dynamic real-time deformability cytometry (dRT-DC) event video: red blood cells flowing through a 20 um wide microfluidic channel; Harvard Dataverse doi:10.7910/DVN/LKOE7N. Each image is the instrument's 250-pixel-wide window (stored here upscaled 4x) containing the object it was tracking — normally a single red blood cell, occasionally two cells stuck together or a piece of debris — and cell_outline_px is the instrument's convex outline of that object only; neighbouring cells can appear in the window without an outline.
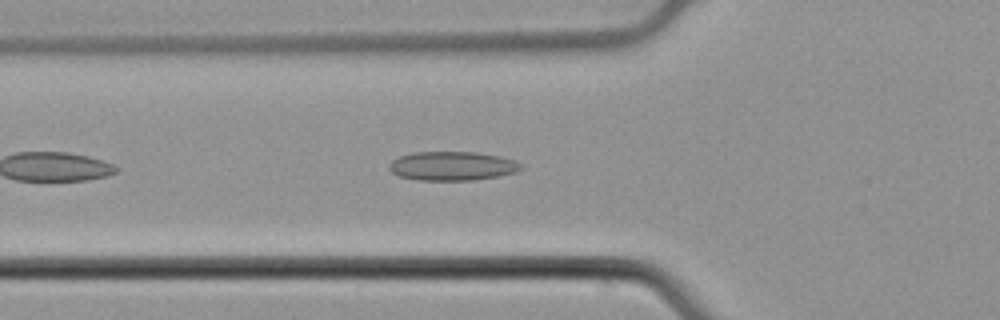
{"species": "common noctule bat (a hibernating species)", "species_latin": "Nyctalus noctula", "temperature_condition": "cold", "stored_images_in_passage": 40, "camera_frame_rate_fps": 3000, "um_per_image_px": 0.085, "animal": {"sex": "male", "body_mass_g": 21.5, "forearm_length_mm": 52.0}, "frame": {"image": 1, "passage_image": 6, "time_ms": 1.667, "image_size_px": [1000, 320], "cell_outline_px": [[524, 168], [516, 172], [496, 176], [472, 180], [416, 180], [400, 176], [392, 172], [388, 168], [388, 164], [392, 160], [400, 156], [412, 152], [476, 152], [500, 156], [512, 160], [520, 164]], "centroid_in_image_um": [38.41, 14.1], "position_along_channel_um": 87.4, "area_um2": 22.2}}
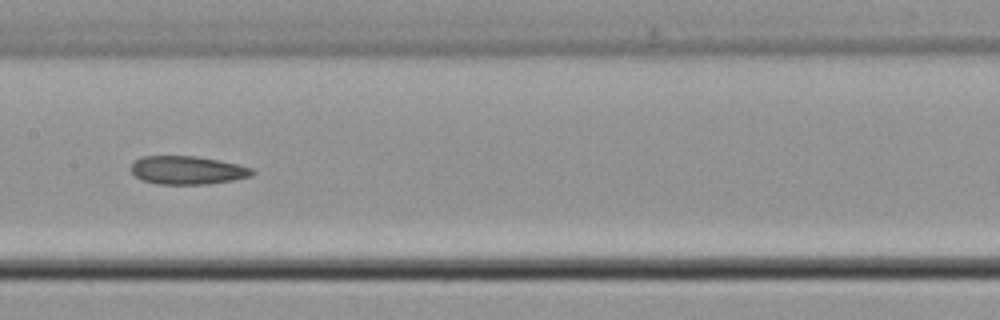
{"frame": {"image": 2, "passage_image": 14, "time_ms": 4.333, "image_size_px": [1000, 320], "cell_outline_px": [[256, 172], [252, 176], [232, 180], [208, 184], [156, 184], [144, 180], [136, 176], [132, 172], [132, 164], [136, 160], [144, 156], [196, 156], [236, 164], [252, 168]], "centroid_in_image_um": [15.95, 14.47], "position_along_channel_um": 191.4, "area_um2": 19.77}}
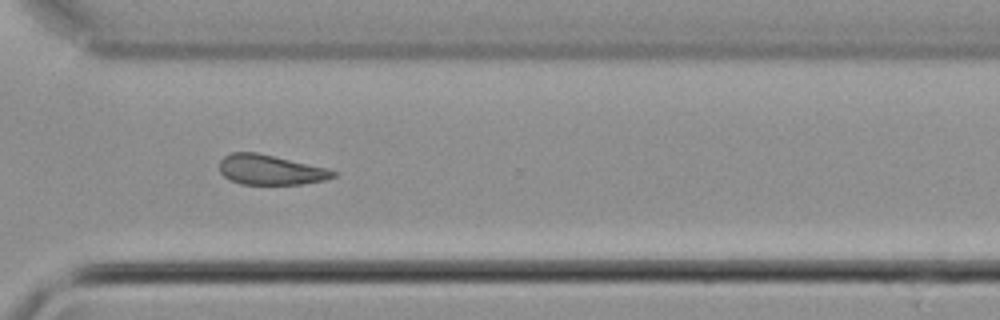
{"frame": {"image": 3, "passage_image": 26, "time_ms": 8.333, "image_size_px": [1000, 320], "cell_outline_px": [[336, 176], [324, 180], [300, 184], [240, 184], [224, 176], [220, 172], [220, 160], [224, 156], [232, 152], [256, 152], [324, 168], [336, 172]], "centroid_in_image_um": [22.93, 14.44], "position_along_channel_um": 347.7, "area_um2": 19.42}}